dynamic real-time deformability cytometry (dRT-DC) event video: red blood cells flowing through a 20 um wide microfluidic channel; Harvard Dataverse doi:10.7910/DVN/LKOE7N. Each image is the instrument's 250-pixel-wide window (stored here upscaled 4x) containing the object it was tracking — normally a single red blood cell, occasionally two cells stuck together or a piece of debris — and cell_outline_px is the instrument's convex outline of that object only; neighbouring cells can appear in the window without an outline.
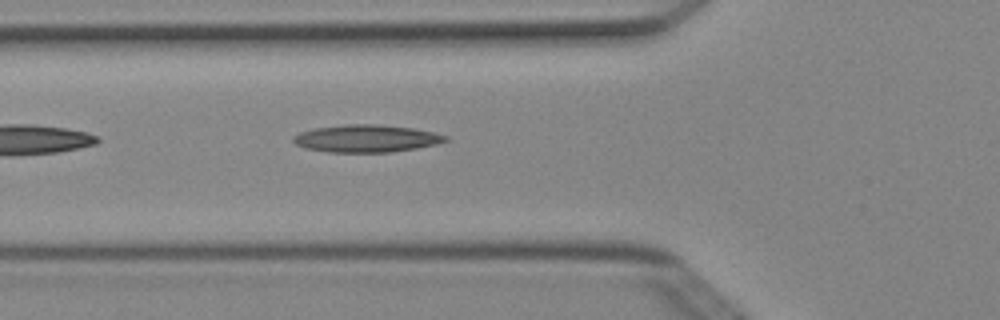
{"species": "Egyptian fruit bat (a non-hibernating species)", "species_latin": "Rousettus aegyptiacus", "temperature_condition": "cold", "stored_images_in_passage": 5, "camera_frame_rate_fps": 3000, "um_per_image_px": 0.085, "animal": {"sex": "female"}, "frame": {"image": 1, "passage_image": 5, "time_ms": 1.333, "image_size_px": [1000, 320], "cell_outline_px": [[448, 140], [436, 144], [416, 148], [392, 152], [328, 152], [304, 148], [296, 144], [292, 140], [292, 136], [300, 132], [316, 128], [344, 124], [376, 124], [412, 128], [432, 132], [448, 136]], "centroid_in_image_um": [31.11, 11.77], "position_along_channel_um": 94.7, "area_um2": 24.28}}